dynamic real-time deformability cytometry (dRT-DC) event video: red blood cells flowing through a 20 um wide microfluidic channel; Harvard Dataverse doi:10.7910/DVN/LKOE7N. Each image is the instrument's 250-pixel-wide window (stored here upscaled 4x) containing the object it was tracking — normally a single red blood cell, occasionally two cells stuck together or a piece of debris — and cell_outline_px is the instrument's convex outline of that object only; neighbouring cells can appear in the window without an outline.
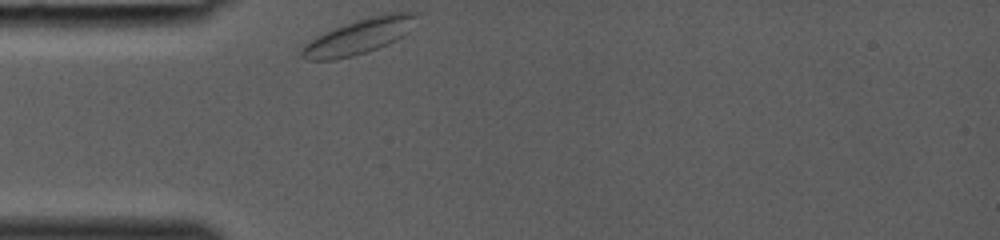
{"species": "common noctule bat (a hibernating species)", "species_latin": "Nyctalus noctula", "temperature_condition": "room temperature", "stored_images_in_passage": 24, "camera_frame_rate_fps": 3000, "um_per_image_px": 0.085, "animal": {"sex": "female", "body_mass_g": 19.0, "forearm_length_mm": 53.3}, "frame": {"image": 1, "passage_image": 1, "time_ms": 0.0, "image_size_px": [1000, 240], "cell_outline_px": [[420, 12], [408, 32], [396, 40], [376, 48], [352, 56], [332, 60], [308, 60], [300, 56], [300, 48], [304, 44], [336, 28], [356, 20], [384, 12]], "centroid_in_image_um": [30.54, 3.08], "position_along_channel_um": 54.5, "area_um2": 23.06}}
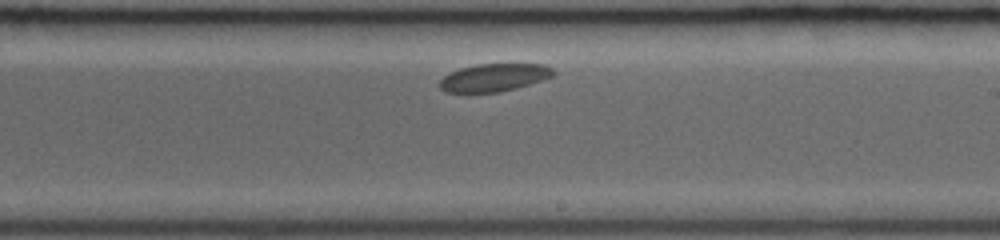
{"frame": {"image": 2, "passage_image": 14, "time_ms": 4.333, "image_size_px": [1000, 240], "cell_outline_px": [[556, 72], [552, 76], [516, 88], [500, 92], [444, 92], [440, 88], [440, 80], [444, 76], [460, 68], [476, 64], [544, 64], [552, 68]], "centroid_in_image_um": [41.99, 6.58], "position_along_channel_um": 247.0, "area_um2": 18.21}}
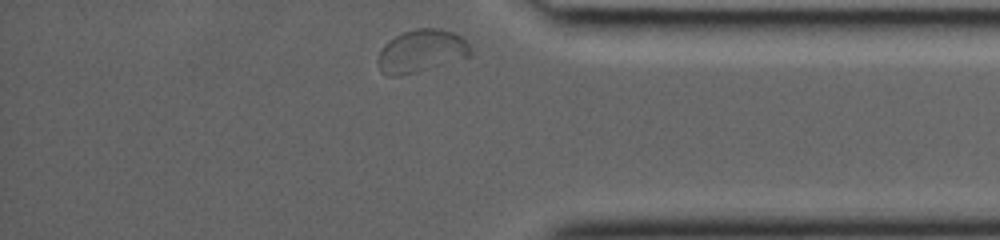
{"frame": {"image": 3, "passage_image": 24, "time_ms": 7.667, "image_size_px": [1000, 240], "cell_outline_px": [[472, 56], [416, 72], [400, 76], [388, 76], [380, 68], [376, 60], [384, 44], [388, 40], [404, 32], [416, 28], [440, 28], [452, 32], [460, 36], [468, 44], [472, 52]], "centroid_in_image_um": [35.81, 4.34], "position_along_channel_um": 399.4, "area_um2": 22.95}}